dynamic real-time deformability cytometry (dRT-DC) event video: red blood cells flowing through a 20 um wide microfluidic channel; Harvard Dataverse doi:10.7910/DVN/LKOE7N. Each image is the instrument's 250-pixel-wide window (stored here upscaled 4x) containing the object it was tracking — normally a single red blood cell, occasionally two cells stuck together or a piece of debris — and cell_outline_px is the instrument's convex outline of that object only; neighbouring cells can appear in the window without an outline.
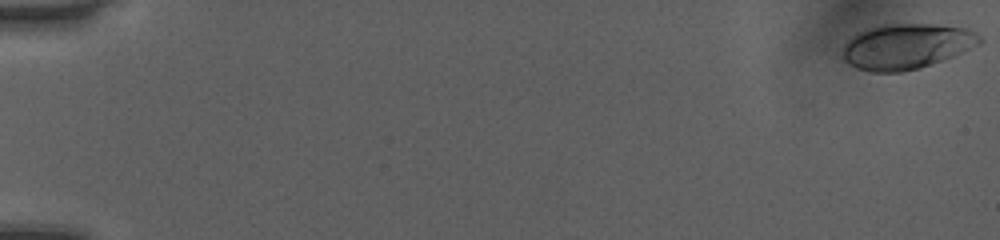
{"species": "human", "species_latin": "Homo sapiens", "temperature_condition": "room temperature", "stored_images_in_passage": 49, "camera_frame_rate_fps": 3000, "um_per_image_px": 0.085, "donor": {"sex": "female"}, "frame": {"image": 1, "passage_image": 1, "time_ms": 0.0, "image_size_px": [1000, 240], "cell_outline_px": [[984, 40], [980, 44], [952, 56], [920, 68], [900, 72], [872, 72], [856, 68], [848, 64], [844, 60], [844, 44], [856, 32], [864, 28], [880, 24], [940, 24], [968, 28], [976, 32]], "centroid_in_image_um": [77.05, 3.92], "position_along_channel_um": 8.0, "area_um2": 36.53}}
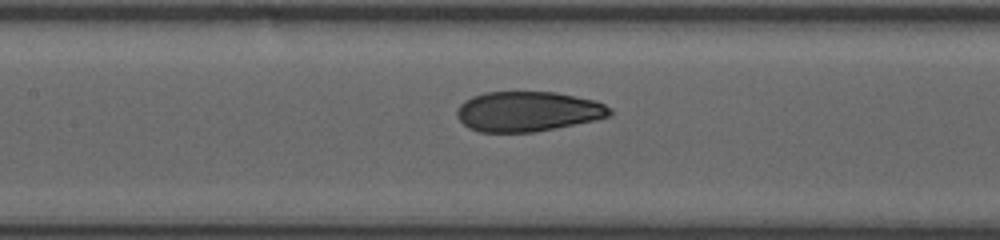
{"frame": {"image": 2, "passage_image": 24, "time_ms": 7.667, "image_size_px": [1000, 240], "cell_outline_px": [[612, 116], [596, 120], [532, 132], [480, 132], [468, 128], [456, 116], [456, 112], [460, 104], [464, 100], [472, 96], [484, 92], [556, 92], [596, 100], [612, 108]], "centroid_in_image_um": [44.87, 9.47], "position_along_channel_um": 162.5, "area_um2": 35.84}}
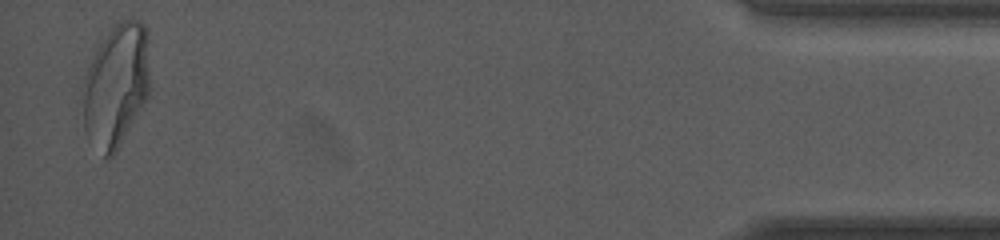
{"frame": {"image": 3, "passage_image": 48, "time_ms": 15.667, "image_size_px": [1000, 240], "cell_outline_px": [[148, 96], [116, 152], [108, 160], [104, 156], [88, 136], [84, 128], [80, 96], [80, 92], [84, 76], [92, 56], [108, 32], [120, 20], [140, 20], [144, 24], [148, 32]], "centroid_in_image_um": [9.83, 7.25], "position_along_channel_um": 425.4, "area_um2": 48.26}, "authors_computed_cell_mechanics": {"area_um2": 36.5874, "velocity_mm_per_s": 4.0697, "shape_relaxation_time_tau1_ms": 7.7779, "shape_relaxation_time_tau2_ms": 0.9939, "deformation_change_tau1": 0.2502, "deformation_change_tau2": 0.0716}}